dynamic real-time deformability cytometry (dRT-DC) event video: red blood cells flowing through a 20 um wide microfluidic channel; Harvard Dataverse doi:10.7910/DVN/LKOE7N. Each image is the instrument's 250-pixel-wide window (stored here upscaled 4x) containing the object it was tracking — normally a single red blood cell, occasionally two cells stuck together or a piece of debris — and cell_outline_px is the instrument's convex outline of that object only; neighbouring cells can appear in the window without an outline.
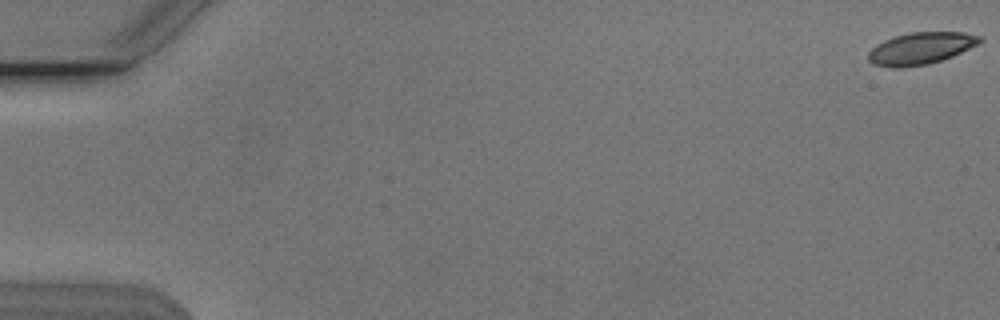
{"species": "Egyptian fruit bat (a non-hibernating species)", "species_latin": "Rousettus aegyptiacus", "temperature_condition": "cold", "stored_images_in_passage": 55, "camera_frame_rate_fps": 3000, "um_per_image_px": 0.085, "animal": {"sex": "male"}, "frame": {"image": 1, "passage_image": 1, "time_ms": 0.0, "image_size_px": [1000, 320], "cell_outline_px": [[984, 40], [952, 56], [928, 64], [900, 68], [888, 68], [872, 64], [868, 60], [868, 52], [876, 44], [884, 40], [908, 32], [964, 32], [980, 36]], "centroid_in_image_um": [78.21, 4.11], "position_along_channel_um": 6.8, "area_um2": 20.75}}
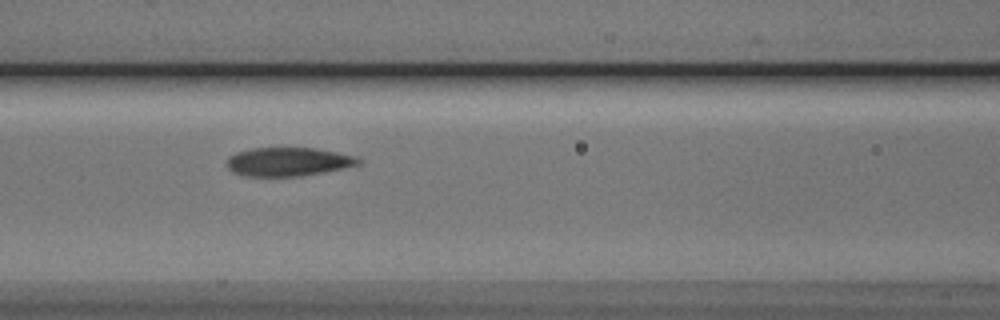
{"frame": {"image": 2, "passage_image": 25, "time_ms": 8.0, "image_size_px": [1000, 320], "cell_outline_px": [[360, 164], [344, 168], [324, 172], [300, 176], [244, 176], [232, 172], [228, 168], [228, 156], [236, 152], [252, 148], [316, 148], [360, 156]], "centroid_in_image_um": [24.52, 13.74], "position_along_channel_um": 142.1, "area_um2": 22.14}}
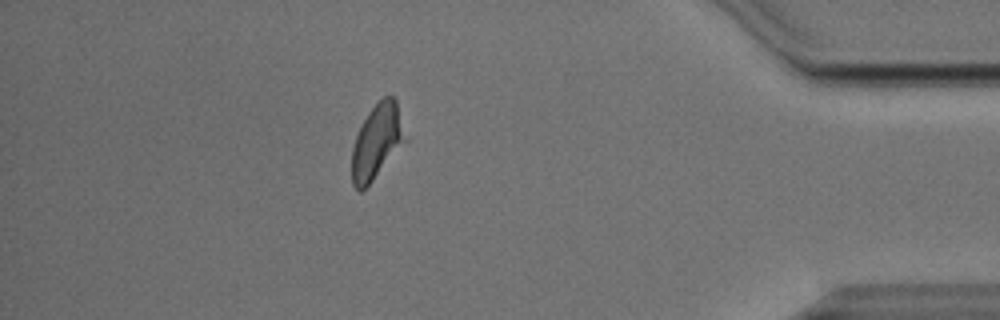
{"frame": {"image": 3, "passage_image": 49, "time_ms": 16.0, "image_size_px": [1000, 320], "cell_outline_px": [[408, 140], [372, 180], [360, 192], [352, 184], [352, 148], [356, 136], [368, 112], [384, 96], [392, 96], [396, 100], [408, 136]], "centroid_in_image_um": [32.07, 12.02], "position_along_channel_um": 403.1, "area_um2": 23.12}}